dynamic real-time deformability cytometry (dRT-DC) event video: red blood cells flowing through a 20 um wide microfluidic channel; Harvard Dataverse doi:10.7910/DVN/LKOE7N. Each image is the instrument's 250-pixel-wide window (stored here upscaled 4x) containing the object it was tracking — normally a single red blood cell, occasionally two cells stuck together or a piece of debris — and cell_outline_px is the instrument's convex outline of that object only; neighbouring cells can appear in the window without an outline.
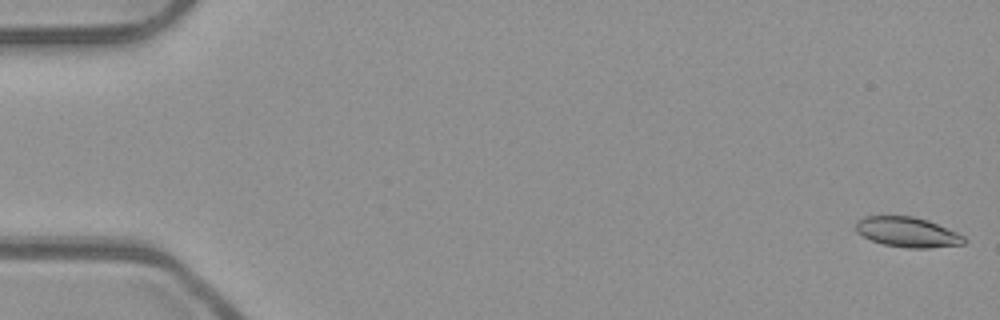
{"species": "common noctule bat (a hibernating species)", "species_latin": "Nyctalus noctula", "temperature_condition": "room temperature", "stored_images_in_passage": 53, "camera_frame_rate_fps": 3000, "um_per_image_px": 0.085, "animal": {"sex": "male", "body_mass_g": 23.1, "forearm_length_mm": 52.7}, "frame": {"image": 1, "passage_image": 1, "time_ms": 0.0, "image_size_px": [1000, 320], "cell_outline_px": [[968, 240], [964, 244], [928, 248], [908, 248], [884, 244], [872, 240], [856, 232], [856, 220], [864, 216], [912, 216], [928, 220], [956, 232], [964, 236]], "centroid_in_image_um": [77.14, 19.73], "position_along_channel_um": 7.9, "area_um2": 18.9}}
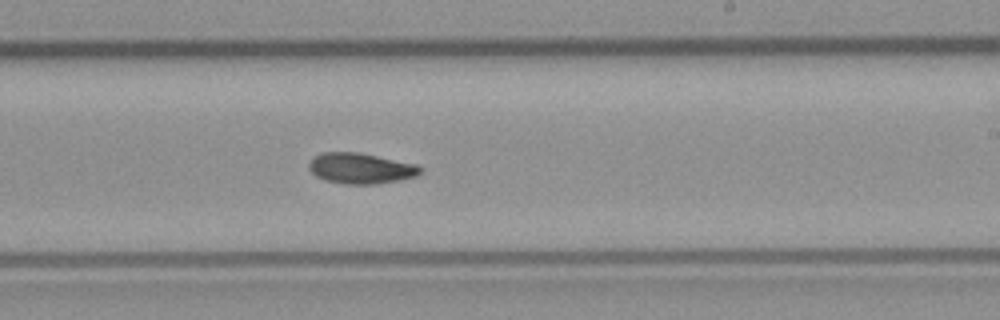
{"frame": {"image": 2, "passage_image": 32, "time_ms": 10.333, "image_size_px": [1000, 320], "cell_outline_px": [[424, 172], [416, 176], [400, 180], [376, 184], [344, 184], [324, 180], [316, 176], [308, 168], [308, 164], [316, 156], [324, 152], [360, 152], [416, 164], [424, 168]], "centroid_in_image_um": [30.71, 14.31], "position_along_channel_um": 258.3, "area_um2": 20.06}}
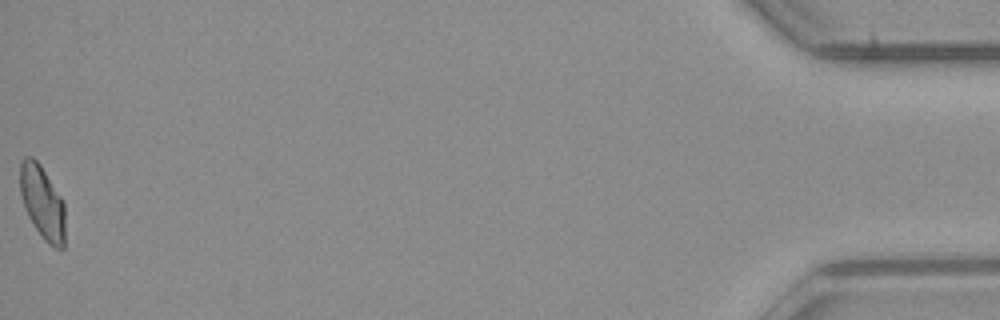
{"frame": {"image": 3, "passage_image": 53, "time_ms": 17.333, "image_size_px": [1000, 320], "cell_outline_px": [[64, 248], [56, 248], [48, 244], [44, 240], [28, 216], [20, 192], [20, 164], [24, 156], [32, 156], [40, 164], [60, 196], [64, 204]], "centroid_in_image_um": [3.59, 17.19], "position_along_channel_um": 431.6, "area_um2": 19.02}, "authors_computed_cell_mechanics": {"area_um2": 19.3052, "velocity_mm_per_s": 3.95, "shape_relaxation_time_tau1_ms": 11.0654, "shape_relaxation_time_tau2_ms": 5.6828, "deformation_change_tau1": 0.2123, "deformation_change_tau2": 0.1153}}